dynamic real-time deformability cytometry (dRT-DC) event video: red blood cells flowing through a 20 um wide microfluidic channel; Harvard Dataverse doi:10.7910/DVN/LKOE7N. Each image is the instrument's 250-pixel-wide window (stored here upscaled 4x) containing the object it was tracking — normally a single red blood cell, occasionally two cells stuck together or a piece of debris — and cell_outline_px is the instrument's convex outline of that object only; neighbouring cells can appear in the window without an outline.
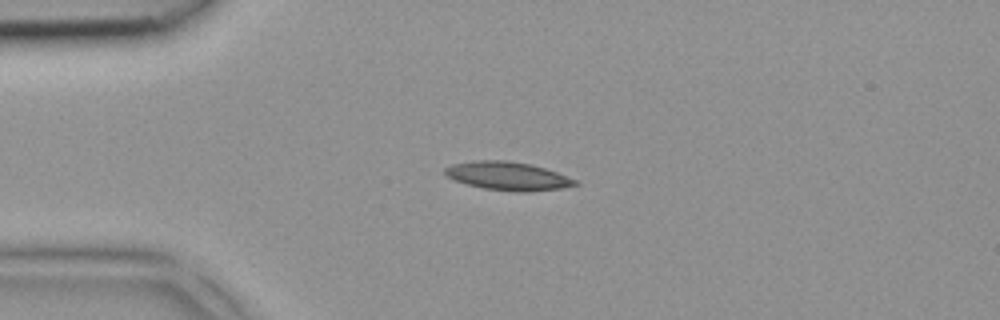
{"species": "common noctule bat (a hibernating species)", "species_latin": "Nyctalus noctula", "temperature_condition": "room temperature", "stored_images_in_passage": 4, "camera_frame_rate_fps": 3000, "um_per_image_px": 0.085, "animal": {"sex": "female", "body_mass_g": 18.4}, "frame": {"image": 1, "passage_image": 3, "time_ms": 0.667, "image_size_px": [1000, 320], "cell_outline_px": [[580, 184], [560, 188], [528, 192], [520, 192], [484, 188], [468, 184], [456, 180], [448, 176], [444, 172], [444, 168], [452, 164], [476, 160], [508, 160], [532, 164], [556, 172], [576, 180]], "centroid_in_image_um": [43.17, 14.95], "position_along_channel_um": 41.8, "area_um2": 21.33}}